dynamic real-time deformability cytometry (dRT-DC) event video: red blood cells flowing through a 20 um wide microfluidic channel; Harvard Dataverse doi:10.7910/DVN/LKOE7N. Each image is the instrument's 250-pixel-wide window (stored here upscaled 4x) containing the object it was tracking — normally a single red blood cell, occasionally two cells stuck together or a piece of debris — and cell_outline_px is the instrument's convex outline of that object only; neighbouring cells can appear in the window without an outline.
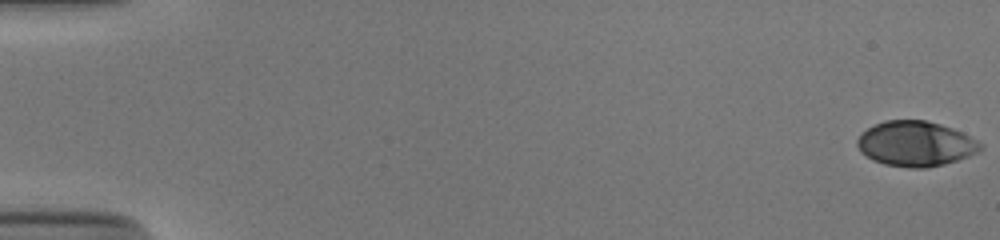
{"species": "human", "species_latin": "Homo sapiens", "temperature_condition": "cold", "stored_images_in_passage": 54, "camera_frame_rate_fps": 3000, "um_per_image_px": 0.085, "donor": {"sex": "male"}, "frame": {"image": 1, "passage_image": 1, "time_ms": 0.0, "image_size_px": [1000, 240], "cell_outline_px": [[984, 148], [968, 156], [944, 164], [928, 168], [912, 168], [884, 164], [872, 160], [860, 152], [856, 144], [856, 140], [860, 132], [884, 120], [924, 120], [940, 124], [952, 128], [984, 144]], "centroid_in_image_um": [77.79, 12.22], "position_along_channel_um": 7.2, "area_um2": 32.43}}
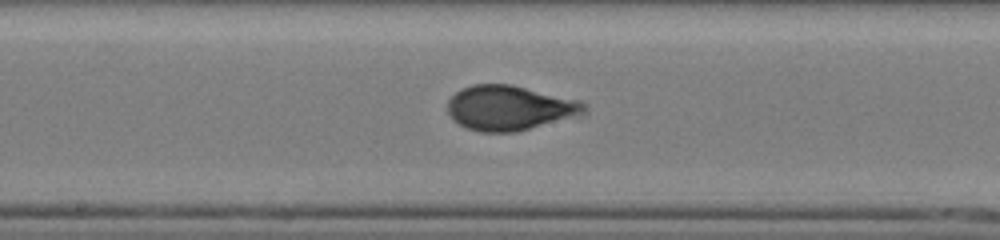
{"frame": {"image": 2, "passage_image": 30, "time_ms": 9.667, "image_size_px": [1000, 240], "cell_outline_px": [[584, 108], [580, 112], [516, 132], [480, 132], [468, 128], [452, 120], [448, 112], [448, 100], [456, 92], [472, 84], [512, 84], [576, 100], [584, 104]], "centroid_in_image_um": [43.15, 9.15], "position_along_channel_um": 205.1, "area_um2": 34.45}}
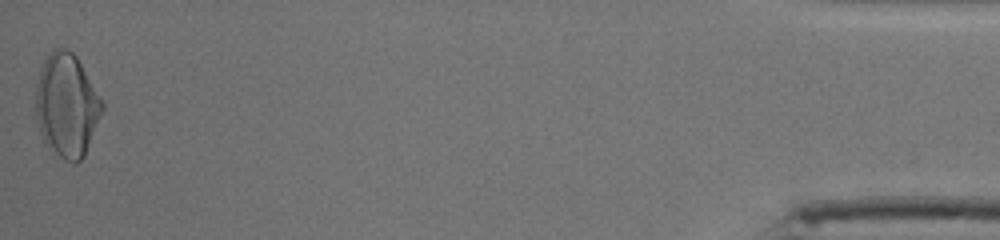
{"frame": {"image": 3, "passage_image": 54, "time_ms": 17.667, "image_size_px": [1000, 240], "cell_outline_px": [[104, 108], [84, 156], [76, 164], [72, 164], [52, 156], [44, 144], [40, 132], [36, 116], [36, 84], [40, 68], [44, 60], [52, 48], [68, 48], [76, 56], [104, 100]], "centroid_in_image_um": [5.66, 8.99], "position_along_channel_um": 429.5, "area_um2": 40.92}, "authors_computed_cell_mechanics": {"area_um2": 33.4662, "velocity_mm_per_s": 3.8893, "shape_relaxation_time_tau1_ms": 5.1109, "shape_relaxation_time_tau2_ms": null, "deformation_change_tau1": 0.1777, "deformation_change_tau2": null}}